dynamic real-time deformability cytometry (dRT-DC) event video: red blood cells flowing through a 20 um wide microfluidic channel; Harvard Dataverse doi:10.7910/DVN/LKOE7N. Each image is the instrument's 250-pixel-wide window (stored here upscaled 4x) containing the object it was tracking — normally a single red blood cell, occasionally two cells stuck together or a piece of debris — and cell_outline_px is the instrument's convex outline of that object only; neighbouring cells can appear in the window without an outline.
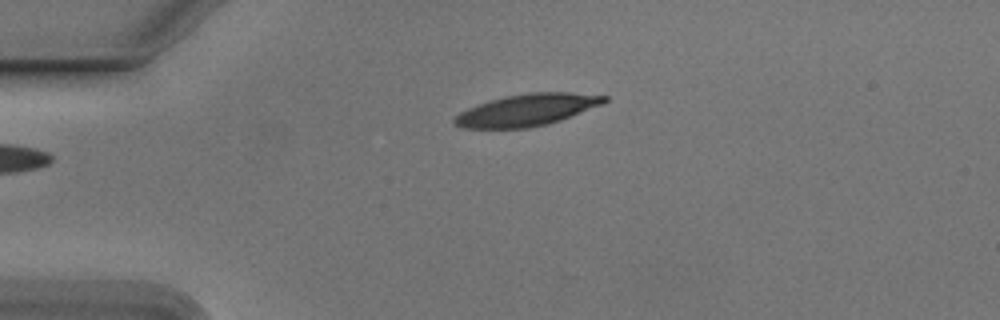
{"species": "Egyptian fruit bat (a non-hibernating species)", "species_latin": "Rousettus aegyptiacus", "temperature_condition": "cold", "stored_images_in_passage": 37, "camera_frame_rate_fps": 3000, "um_per_image_px": 0.085, "animal": {"sex": "male"}, "frame": {"image": 1, "passage_image": 1, "time_ms": 0.0, "image_size_px": [1000, 320], "cell_outline_px": [[608, 100], [600, 104], [560, 120], [548, 124], [528, 128], [464, 128], [452, 124], [452, 120], [460, 112], [468, 108], [488, 100], [504, 96], [528, 92], [568, 92], [608, 96]], "centroid_in_image_um": [44.73, 9.34], "position_along_channel_um": 40.3, "area_um2": 27.69}}
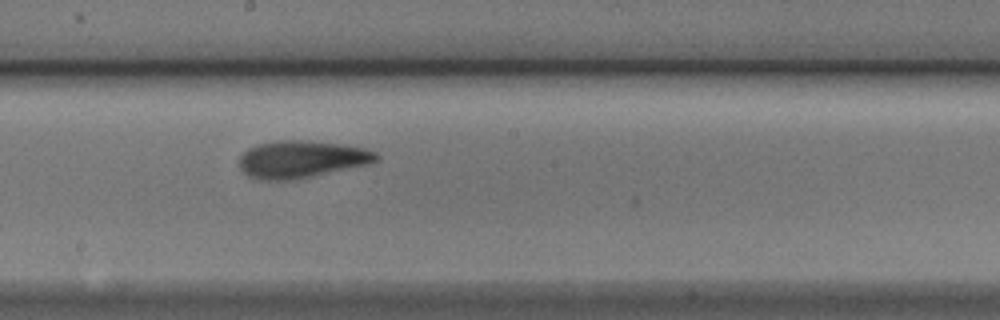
{"frame": {"image": 2, "passage_image": 18, "time_ms": 5.667, "image_size_px": [1000, 320], "cell_outline_px": [[380, 160], [368, 164], [288, 180], [260, 180], [248, 176], [240, 168], [240, 156], [248, 148], [256, 144], [276, 140], [308, 140], [340, 144], [364, 148], [376, 152], [380, 156]], "centroid_in_image_um": [25.61, 13.51], "position_along_channel_um": 222.6, "area_um2": 29.54}}
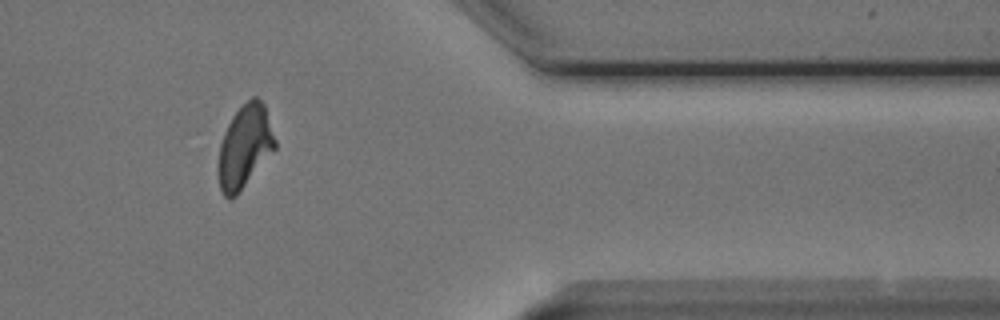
{"frame": {"image": 3, "passage_image": 33, "time_ms": 10.667, "image_size_px": [1000, 320], "cell_outline_px": [[276, 148], [236, 196], [224, 196], [220, 188], [216, 172], [216, 164], [220, 144], [224, 132], [232, 116], [252, 96], [256, 96], [264, 104], [276, 140]], "centroid_in_image_um": [20.77, 12.47], "position_along_channel_um": 390.6, "area_um2": 27.4}, "authors_computed_cell_mechanics": {"area_um2": 28.5532, "velocity_mm_per_s": 3.7778, "shape_relaxation_time_tau1_ms": 3.1928, "shape_relaxation_time_tau2_ms": 2.1904, "deformation_change_tau1": 0.1619, "deformation_change_tau2": 0.0889}}